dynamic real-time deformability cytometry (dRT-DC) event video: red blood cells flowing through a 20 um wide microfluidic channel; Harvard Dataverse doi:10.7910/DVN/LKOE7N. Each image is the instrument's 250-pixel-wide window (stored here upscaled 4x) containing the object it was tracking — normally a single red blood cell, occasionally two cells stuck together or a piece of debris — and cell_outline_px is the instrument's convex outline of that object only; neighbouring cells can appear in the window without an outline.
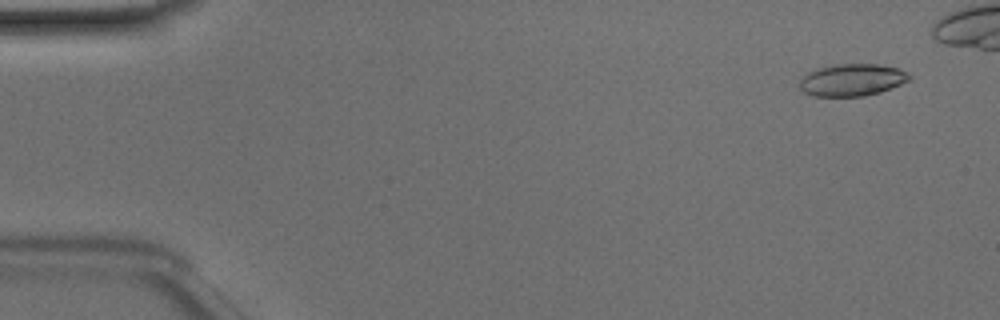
{"species": "Egyptian fruit bat (a non-hibernating species)", "species_latin": "Rousettus aegyptiacus", "temperature_condition": "room temperature", "stored_images_in_passage": 42, "camera_frame_rate_fps": 3000, "um_per_image_px": 0.085, "animal": {"sex": "male"}, "frame": {"image": 1, "passage_image": 3, "time_ms": 0.667, "image_size_px": [1000, 320], "cell_outline_px": [[912, 76], [908, 80], [900, 84], [880, 92], [864, 96], [812, 96], [804, 92], [800, 88], [800, 80], [808, 72], [816, 68], [836, 64], [880, 64], [900, 68], [908, 72]], "centroid_in_image_um": [72.43, 6.78], "position_along_channel_um": 12.6, "area_um2": 20.63}}
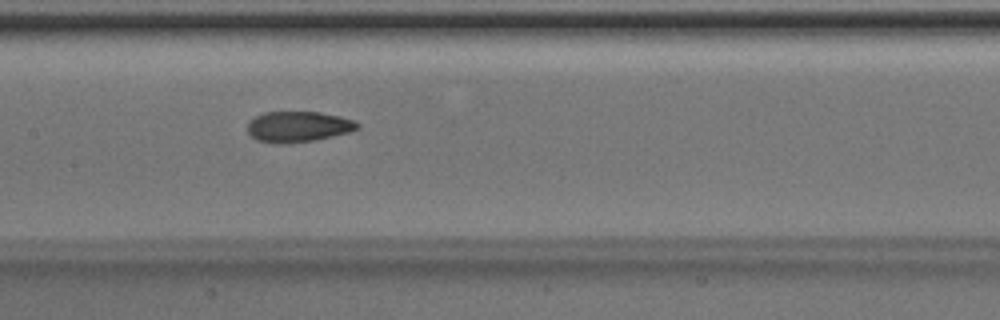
{"frame": {"image": 2, "passage_image": 24, "time_ms": 7.667, "image_size_px": [1000, 320], "cell_outline_px": [[360, 128], [352, 132], [316, 140], [280, 144], [272, 144], [256, 140], [248, 132], [248, 120], [264, 112], [320, 112], [340, 116], [356, 120], [360, 124]], "centroid_in_image_um": [25.38, 10.77], "position_along_channel_um": 182.0, "area_um2": 20.06}}
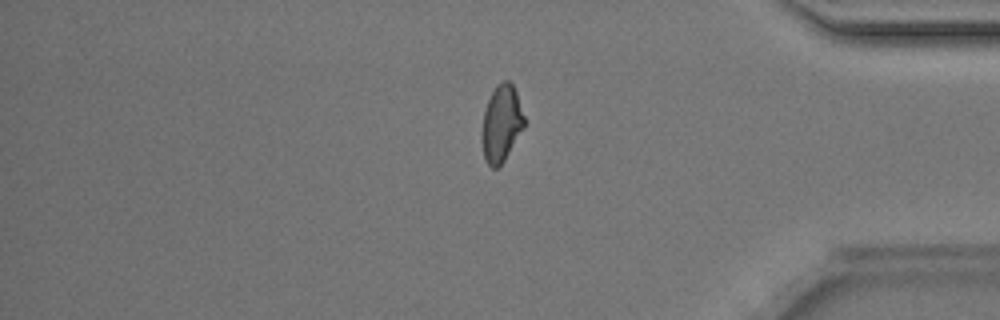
{"frame": {"image": 3, "passage_image": 41, "time_ms": 13.333, "image_size_px": [1000, 320], "cell_outline_px": [[524, 128], [504, 160], [496, 168], [492, 168], [484, 160], [480, 132], [484, 112], [488, 100], [496, 84], [504, 80], [508, 80], [512, 84], [516, 92], [524, 116]], "centroid_in_image_um": [42.59, 10.5], "position_along_channel_um": 392.6, "area_um2": 18.96}}